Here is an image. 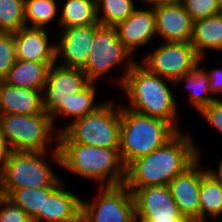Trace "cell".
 <instances>
[{"mask_svg":"<svg viewBox=\"0 0 222 222\" xmlns=\"http://www.w3.org/2000/svg\"><path fill=\"white\" fill-rule=\"evenodd\" d=\"M90 83L82 69L64 67L55 62L49 68L43 91L44 111L52 117L61 107H67L73 95Z\"/></svg>","mask_w":222,"mask_h":222,"instance_id":"obj_11","label":"cell"},{"mask_svg":"<svg viewBox=\"0 0 222 222\" xmlns=\"http://www.w3.org/2000/svg\"><path fill=\"white\" fill-rule=\"evenodd\" d=\"M146 6H154L171 0H141Z\"/></svg>","mask_w":222,"mask_h":222,"instance_id":"obj_36","label":"cell"},{"mask_svg":"<svg viewBox=\"0 0 222 222\" xmlns=\"http://www.w3.org/2000/svg\"><path fill=\"white\" fill-rule=\"evenodd\" d=\"M114 100L109 98L92 113L66 124L59 133L77 144L120 148V104Z\"/></svg>","mask_w":222,"mask_h":222,"instance_id":"obj_8","label":"cell"},{"mask_svg":"<svg viewBox=\"0 0 222 222\" xmlns=\"http://www.w3.org/2000/svg\"><path fill=\"white\" fill-rule=\"evenodd\" d=\"M140 62L156 75L175 82L199 65V57L191 43L162 42Z\"/></svg>","mask_w":222,"mask_h":222,"instance_id":"obj_10","label":"cell"},{"mask_svg":"<svg viewBox=\"0 0 222 222\" xmlns=\"http://www.w3.org/2000/svg\"><path fill=\"white\" fill-rule=\"evenodd\" d=\"M9 153L10 149L8 148L5 139L0 134V177L2 175L4 164L8 158Z\"/></svg>","mask_w":222,"mask_h":222,"instance_id":"obj_35","label":"cell"},{"mask_svg":"<svg viewBox=\"0 0 222 222\" xmlns=\"http://www.w3.org/2000/svg\"><path fill=\"white\" fill-rule=\"evenodd\" d=\"M16 60L14 33L0 32V81H3Z\"/></svg>","mask_w":222,"mask_h":222,"instance_id":"obj_30","label":"cell"},{"mask_svg":"<svg viewBox=\"0 0 222 222\" xmlns=\"http://www.w3.org/2000/svg\"><path fill=\"white\" fill-rule=\"evenodd\" d=\"M96 86L97 83H90L80 93L73 95V98L68 102L67 107H61L51 117L53 125H55V122L58 121V118L62 117L63 120L65 119L68 121L70 119L68 122L71 124L74 120L82 118L100 107L102 103H97L98 100H96V96L98 94V89Z\"/></svg>","mask_w":222,"mask_h":222,"instance_id":"obj_25","label":"cell"},{"mask_svg":"<svg viewBox=\"0 0 222 222\" xmlns=\"http://www.w3.org/2000/svg\"><path fill=\"white\" fill-rule=\"evenodd\" d=\"M58 31V35L57 32L55 35L57 37L54 38V40H58L56 43V63L64 67L83 69L90 54L95 24L59 28Z\"/></svg>","mask_w":222,"mask_h":222,"instance_id":"obj_14","label":"cell"},{"mask_svg":"<svg viewBox=\"0 0 222 222\" xmlns=\"http://www.w3.org/2000/svg\"><path fill=\"white\" fill-rule=\"evenodd\" d=\"M136 222L189 221L172 198L168 186H147L134 193Z\"/></svg>","mask_w":222,"mask_h":222,"instance_id":"obj_12","label":"cell"},{"mask_svg":"<svg viewBox=\"0 0 222 222\" xmlns=\"http://www.w3.org/2000/svg\"><path fill=\"white\" fill-rule=\"evenodd\" d=\"M116 29L119 40L134 56L137 49L147 46L153 38L156 39L154 7H136L128 18L116 26Z\"/></svg>","mask_w":222,"mask_h":222,"instance_id":"obj_16","label":"cell"},{"mask_svg":"<svg viewBox=\"0 0 222 222\" xmlns=\"http://www.w3.org/2000/svg\"><path fill=\"white\" fill-rule=\"evenodd\" d=\"M25 0H0V32L14 33L26 26Z\"/></svg>","mask_w":222,"mask_h":222,"instance_id":"obj_29","label":"cell"},{"mask_svg":"<svg viewBox=\"0 0 222 222\" xmlns=\"http://www.w3.org/2000/svg\"><path fill=\"white\" fill-rule=\"evenodd\" d=\"M136 62L132 53L119 40L116 27L95 24L90 54L82 69L91 83H98V79H105L103 76L110 74L111 69L123 65L122 76H117L115 79L110 77V80H116L115 85L121 88L126 75Z\"/></svg>","mask_w":222,"mask_h":222,"instance_id":"obj_7","label":"cell"},{"mask_svg":"<svg viewBox=\"0 0 222 222\" xmlns=\"http://www.w3.org/2000/svg\"><path fill=\"white\" fill-rule=\"evenodd\" d=\"M136 4L134 0H96L98 22L116 27L133 13Z\"/></svg>","mask_w":222,"mask_h":222,"instance_id":"obj_28","label":"cell"},{"mask_svg":"<svg viewBox=\"0 0 222 222\" xmlns=\"http://www.w3.org/2000/svg\"><path fill=\"white\" fill-rule=\"evenodd\" d=\"M97 190L93 201L82 199L80 222H136L134 196L124 184Z\"/></svg>","mask_w":222,"mask_h":222,"instance_id":"obj_9","label":"cell"},{"mask_svg":"<svg viewBox=\"0 0 222 222\" xmlns=\"http://www.w3.org/2000/svg\"><path fill=\"white\" fill-rule=\"evenodd\" d=\"M200 222L218 220L222 216V178L211 169L202 166V180L199 191Z\"/></svg>","mask_w":222,"mask_h":222,"instance_id":"obj_23","label":"cell"},{"mask_svg":"<svg viewBox=\"0 0 222 222\" xmlns=\"http://www.w3.org/2000/svg\"><path fill=\"white\" fill-rule=\"evenodd\" d=\"M194 22L217 14V0H179Z\"/></svg>","mask_w":222,"mask_h":222,"instance_id":"obj_31","label":"cell"},{"mask_svg":"<svg viewBox=\"0 0 222 222\" xmlns=\"http://www.w3.org/2000/svg\"><path fill=\"white\" fill-rule=\"evenodd\" d=\"M164 222H190V221H164Z\"/></svg>","mask_w":222,"mask_h":222,"instance_id":"obj_39","label":"cell"},{"mask_svg":"<svg viewBox=\"0 0 222 222\" xmlns=\"http://www.w3.org/2000/svg\"><path fill=\"white\" fill-rule=\"evenodd\" d=\"M170 86L174 88V82L151 72L140 61L136 62L120 88L124 90L125 99L128 100L126 102L129 103L122 105L137 113L170 123L181 132L178 103Z\"/></svg>","mask_w":222,"mask_h":222,"instance_id":"obj_2","label":"cell"},{"mask_svg":"<svg viewBox=\"0 0 222 222\" xmlns=\"http://www.w3.org/2000/svg\"><path fill=\"white\" fill-rule=\"evenodd\" d=\"M61 4H63L61 6ZM59 7L57 28H71L99 24L95 0H66Z\"/></svg>","mask_w":222,"mask_h":222,"instance_id":"obj_24","label":"cell"},{"mask_svg":"<svg viewBox=\"0 0 222 222\" xmlns=\"http://www.w3.org/2000/svg\"><path fill=\"white\" fill-rule=\"evenodd\" d=\"M156 37L161 42L191 43L193 21L179 0L154 5Z\"/></svg>","mask_w":222,"mask_h":222,"instance_id":"obj_13","label":"cell"},{"mask_svg":"<svg viewBox=\"0 0 222 222\" xmlns=\"http://www.w3.org/2000/svg\"><path fill=\"white\" fill-rule=\"evenodd\" d=\"M192 137L191 131L178 132L163 147L133 161L126 168L124 185L132 193L147 186H168L202 156Z\"/></svg>","mask_w":222,"mask_h":222,"instance_id":"obj_1","label":"cell"},{"mask_svg":"<svg viewBox=\"0 0 222 222\" xmlns=\"http://www.w3.org/2000/svg\"><path fill=\"white\" fill-rule=\"evenodd\" d=\"M62 181L44 195L43 222H80L82 197L67 190Z\"/></svg>","mask_w":222,"mask_h":222,"instance_id":"obj_18","label":"cell"},{"mask_svg":"<svg viewBox=\"0 0 222 222\" xmlns=\"http://www.w3.org/2000/svg\"><path fill=\"white\" fill-rule=\"evenodd\" d=\"M199 157L183 173L176 176L169 184L173 200L181 214L190 222H200L199 191L202 180V164Z\"/></svg>","mask_w":222,"mask_h":222,"instance_id":"obj_15","label":"cell"},{"mask_svg":"<svg viewBox=\"0 0 222 222\" xmlns=\"http://www.w3.org/2000/svg\"><path fill=\"white\" fill-rule=\"evenodd\" d=\"M218 177L222 178V157L216 169H211Z\"/></svg>","mask_w":222,"mask_h":222,"instance_id":"obj_37","label":"cell"},{"mask_svg":"<svg viewBox=\"0 0 222 222\" xmlns=\"http://www.w3.org/2000/svg\"><path fill=\"white\" fill-rule=\"evenodd\" d=\"M198 113L204 117L206 123L222 134V99H216Z\"/></svg>","mask_w":222,"mask_h":222,"instance_id":"obj_33","label":"cell"},{"mask_svg":"<svg viewBox=\"0 0 222 222\" xmlns=\"http://www.w3.org/2000/svg\"><path fill=\"white\" fill-rule=\"evenodd\" d=\"M56 187L20 188L11 190L6 197L22 208L32 222H43L44 195Z\"/></svg>","mask_w":222,"mask_h":222,"instance_id":"obj_26","label":"cell"},{"mask_svg":"<svg viewBox=\"0 0 222 222\" xmlns=\"http://www.w3.org/2000/svg\"><path fill=\"white\" fill-rule=\"evenodd\" d=\"M55 128L51 116L46 112L33 115L0 114V134L10 151L58 150L59 129Z\"/></svg>","mask_w":222,"mask_h":222,"instance_id":"obj_6","label":"cell"},{"mask_svg":"<svg viewBox=\"0 0 222 222\" xmlns=\"http://www.w3.org/2000/svg\"><path fill=\"white\" fill-rule=\"evenodd\" d=\"M204 60L206 61L205 57L199 58V65L196 68L185 73L174 82V87L184 83V92L189 91L188 97H186L188 101L187 104L197 112L216 100V98L211 95L209 76L201 66Z\"/></svg>","mask_w":222,"mask_h":222,"instance_id":"obj_22","label":"cell"},{"mask_svg":"<svg viewBox=\"0 0 222 222\" xmlns=\"http://www.w3.org/2000/svg\"><path fill=\"white\" fill-rule=\"evenodd\" d=\"M58 0H25V23L27 27L48 28L52 21L59 25ZM58 17V19H57ZM57 20H56V19Z\"/></svg>","mask_w":222,"mask_h":222,"instance_id":"obj_27","label":"cell"},{"mask_svg":"<svg viewBox=\"0 0 222 222\" xmlns=\"http://www.w3.org/2000/svg\"><path fill=\"white\" fill-rule=\"evenodd\" d=\"M42 113H45L43 91H32L0 81V114Z\"/></svg>","mask_w":222,"mask_h":222,"instance_id":"obj_19","label":"cell"},{"mask_svg":"<svg viewBox=\"0 0 222 222\" xmlns=\"http://www.w3.org/2000/svg\"><path fill=\"white\" fill-rule=\"evenodd\" d=\"M0 222H32L25 211L0 194Z\"/></svg>","mask_w":222,"mask_h":222,"instance_id":"obj_32","label":"cell"},{"mask_svg":"<svg viewBox=\"0 0 222 222\" xmlns=\"http://www.w3.org/2000/svg\"><path fill=\"white\" fill-rule=\"evenodd\" d=\"M54 63L16 59L3 81L32 91H44L49 68Z\"/></svg>","mask_w":222,"mask_h":222,"instance_id":"obj_20","label":"cell"},{"mask_svg":"<svg viewBox=\"0 0 222 222\" xmlns=\"http://www.w3.org/2000/svg\"><path fill=\"white\" fill-rule=\"evenodd\" d=\"M208 74L209 76V86H210V91L211 95H213L214 98L216 99H222L219 96L215 95H222V67L219 66V68H213L211 70H206L209 68L202 67Z\"/></svg>","mask_w":222,"mask_h":222,"instance_id":"obj_34","label":"cell"},{"mask_svg":"<svg viewBox=\"0 0 222 222\" xmlns=\"http://www.w3.org/2000/svg\"><path fill=\"white\" fill-rule=\"evenodd\" d=\"M48 153L10 151L0 177V194L6 196L13 189L26 187H57L63 180L54 173L51 163L61 167L60 153L58 150H50V156Z\"/></svg>","mask_w":222,"mask_h":222,"instance_id":"obj_5","label":"cell"},{"mask_svg":"<svg viewBox=\"0 0 222 222\" xmlns=\"http://www.w3.org/2000/svg\"><path fill=\"white\" fill-rule=\"evenodd\" d=\"M217 14L222 16V0H217Z\"/></svg>","mask_w":222,"mask_h":222,"instance_id":"obj_38","label":"cell"},{"mask_svg":"<svg viewBox=\"0 0 222 222\" xmlns=\"http://www.w3.org/2000/svg\"><path fill=\"white\" fill-rule=\"evenodd\" d=\"M48 29L22 27L14 32L16 59L56 62V41L51 43Z\"/></svg>","mask_w":222,"mask_h":222,"instance_id":"obj_17","label":"cell"},{"mask_svg":"<svg viewBox=\"0 0 222 222\" xmlns=\"http://www.w3.org/2000/svg\"><path fill=\"white\" fill-rule=\"evenodd\" d=\"M177 133L170 123L132 111L120 102L119 153L125 168L163 147Z\"/></svg>","mask_w":222,"mask_h":222,"instance_id":"obj_4","label":"cell"},{"mask_svg":"<svg viewBox=\"0 0 222 222\" xmlns=\"http://www.w3.org/2000/svg\"><path fill=\"white\" fill-rule=\"evenodd\" d=\"M191 44L199 58L212 51L222 53V16L216 14L194 21Z\"/></svg>","mask_w":222,"mask_h":222,"instance_id":"obj_21","label":"cell"},{"mask_svg":"<svg viewBox=\"0 0 222 222\" xmlns=\"http://www.w3.org/2000/svg\"><path fill=\"white\" fill-rule=\"evenodd\" d=\"M61 168L89 181L98 187L119 186L125 183L126 168L119 148H99L73 143L63 132L58 136Z\"/></svg>","mask_w":222,"mask_h":222,"instance_id":"obj_3","label":"cell"}]
</instances>
